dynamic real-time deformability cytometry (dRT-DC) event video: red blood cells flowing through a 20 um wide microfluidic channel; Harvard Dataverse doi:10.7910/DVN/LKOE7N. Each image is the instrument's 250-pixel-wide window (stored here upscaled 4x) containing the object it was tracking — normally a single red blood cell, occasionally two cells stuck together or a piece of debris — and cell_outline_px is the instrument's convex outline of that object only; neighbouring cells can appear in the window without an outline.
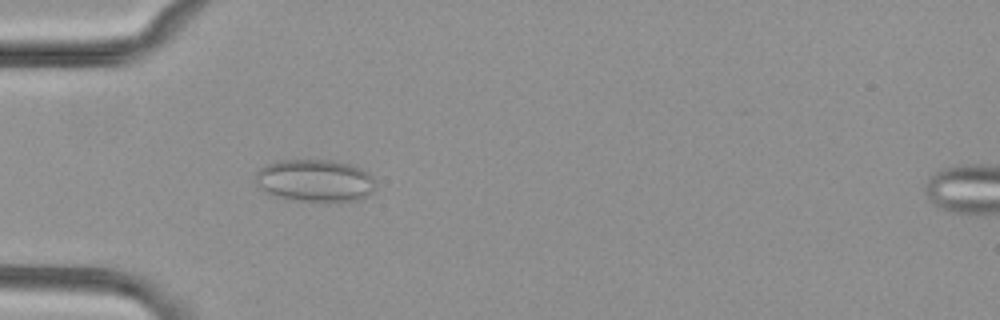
{"species": "common noctule bat (a hibernating species)", "species_latin": "Nyctalus noctula", "temperature_condition": "cold", "stored_images_in_passage": 39, "camera_frame_rate_fps": 3000, "um_per_image_px": 0.085, "animal": {"sex": "female", "body_mass_g": 29.2, "forearm_length_mm": 56.3}, "frame": {"image": 1, "passage_image": 2, "time_ms": 0.333, "image_size_px": [1000, 320], "cell_outline_px": [[372, 192], [360, 200], [324, 204], [284, 200], [260, 188], [256, 180], [256, 172], [260, 168], [276, 160], [332, 160], [352, 164], [368, 172], [372, 176]], "centroid_in_image_um": [26.77, 15.39], "position_along_channel_um": 58.2, "area_um2": 30.4}}
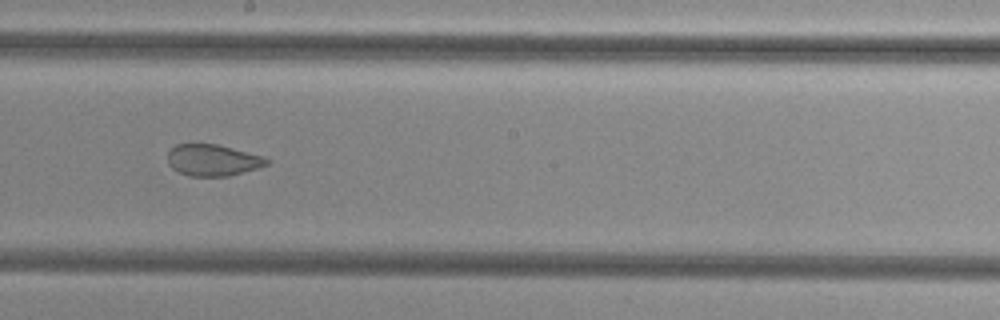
{"frame": {"image": 2, "passage_image": 16, "time_ms": 5.0, "image_size_px": [1000, 320], "cell_outline_px": [[272, 160], [268, 164], [256, 168], [228, 176], [188, 176], [172, 168], [168, 164], [168, 152], [176, 144], [216, 144], [264, 156]], "centroid_in_image_um": [18.09, 13.61], "position_along_channel_um": 230.1, "area_um2": 18.09}}
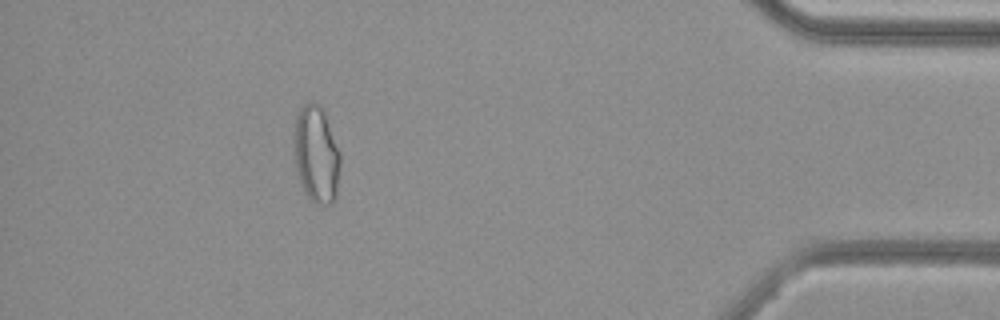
{"frame": {"image": 3, "passage_image": 34, "time_ms": 11.0, "image_size_px": [1000, 320], "cell_outline_px": [[340, 168], [336, 196], [332, 204], [316, 204], [308, 196], [300, 180], [296, 168], [292, 136], [296, 120], [300, 108], [304, 104], [320, 104], [324, 112], [340, 152]], "centroid_in_image_um": [26.89, 13.13], "position_along_channel_um": 408.3, "area_um2": 26.01}, "authors_computed_cell_mechanics": {"area_um2": 20.808, "velocity_mm_per_s": 3.8067, "shape_relaxation_time_tau1_ms": null, "shape_relaxation_time_tau2_ms": 1.7564, "deformation_change_tau1": null, "deformation_change_tau2": 0.0791}}